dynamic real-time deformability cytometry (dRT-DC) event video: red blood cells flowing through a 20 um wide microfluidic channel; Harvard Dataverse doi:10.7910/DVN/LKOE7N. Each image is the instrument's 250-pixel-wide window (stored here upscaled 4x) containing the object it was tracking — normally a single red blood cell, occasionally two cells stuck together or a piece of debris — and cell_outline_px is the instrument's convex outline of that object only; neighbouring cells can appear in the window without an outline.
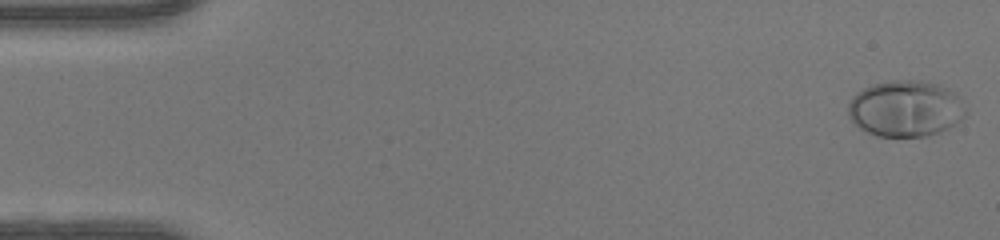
{"species": "human", "species_latin": "Homo sapiens", "temperature_condition": "warm", "stored_images_in_passage": 49, "camera_frame_rate_fps": 3000, "um_per_image_px": 0.085, "donor": {"sex": "female"}, "frame": {"image": 1, "passage_image": 1, "time_ms": 0.0, "image_size_px": [1000, 240], "cell_outline_px": [[968, 112], [956, 124], [940, 132], [928, 136], [876, 136], [852, 124], [848, 116], [848, 104], [852, 96], [856, 92], [864, 88], [876, 84], [896, 80], [912, 80], [940, 84], [956, 92]], "centroid_in_image_um": [76.98, 9.24], "position_along_channel_um": 8.0, "area_um2": 38.78}}
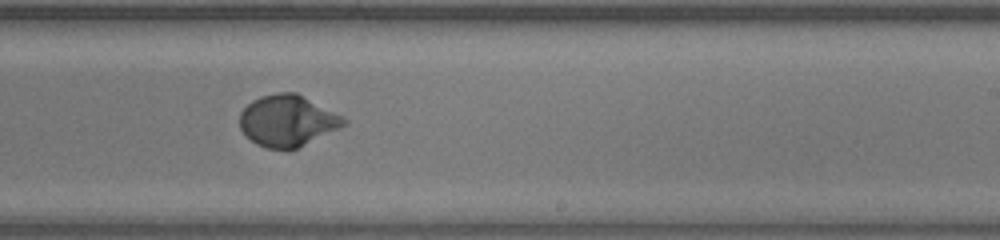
{"frame": {"image": 2, "passage_image": 30, "time_ms": 9.667, "image_size_px": [1000, 240], "cell_outline_px": [[348, 124], [340, 128], [296, 148], [268, 148], [256, 144], [240, 128], [240, 112], [252, 100], [260, 96], [280, 92], [296, 92], [348, 120]], "centroid_in_image_um": [24.42, 10.24], "position_along_channel_um": 264.6, "area_um2": 30.58}}
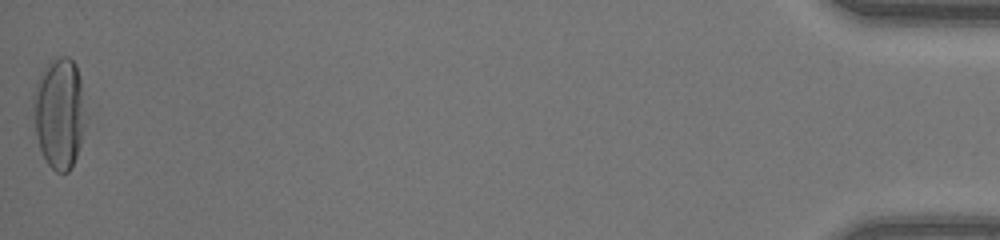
{"frame": {"image": 3, "passage_image": 49, "time_ms": 16.0, "image_size_px": [1000, 240], "cell_outline_px": [[88, 116], [80, 144], [76, 156], [68, 172], [56, 172], [48, 164], [40, 148], [36, 132], [32, 104], [32, 96], [40, 72], [52, 60], [60, 56], [68, 56], [76, 64], [80, 80]], "centroid_in_image_um": [5.06, 9.58], "position_along_channel_um": 430.1, "area_um2": 34.04}, "authors_computed_cell_mechanics": {"area_um2": 30.5762, "velocity_mm_per_s": 4.2163, "shape_relaxation_time_tau1_ms": 3.0075, "shape_relaxation_time_tau2_ms": null, "deformation_change_tau1": 0.2056, "deformation_change_tau2": null}}